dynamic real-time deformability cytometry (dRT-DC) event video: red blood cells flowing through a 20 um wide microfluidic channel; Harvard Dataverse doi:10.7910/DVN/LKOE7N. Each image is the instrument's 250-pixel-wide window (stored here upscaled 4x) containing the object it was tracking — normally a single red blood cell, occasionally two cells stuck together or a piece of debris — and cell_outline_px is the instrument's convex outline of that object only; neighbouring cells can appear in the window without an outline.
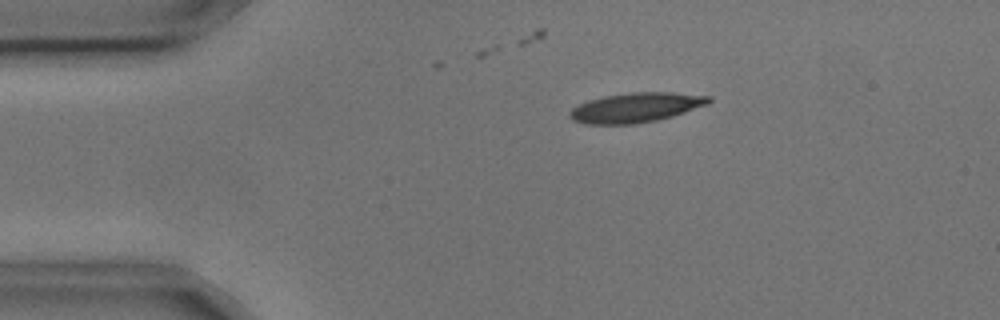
{"species": "common noctule bat (a hibernating species)", "species_latin": "Nyctalus noctula", "temperature_condition": "cold", "stored_images_in_passage": 5, "camera_frame_rate_fps": 3000, "um_per_image_px": 0.085, "animal": {"sex": "male", "body_mass_g": 17.9, "forearm_length_mm": 54.2}, "frame": {"image": 1, "passage_image": 3, "time_ms": 0.667, "image_size_px": [1000, 320], "cell_outline_px": [[712, 100], [708, 104], [672, 116], [656, 120], [636, 124], [584, 124], [572, 120], [568, 116], [568, 112], [572, 108], [588, 100], [604, 96], [632, 92], [672, 92], [712, 96]], "centroid_in_image_um": [54.03, 9.14], "position_along_channel_um": 31.0, "area_um2": 24.1}}